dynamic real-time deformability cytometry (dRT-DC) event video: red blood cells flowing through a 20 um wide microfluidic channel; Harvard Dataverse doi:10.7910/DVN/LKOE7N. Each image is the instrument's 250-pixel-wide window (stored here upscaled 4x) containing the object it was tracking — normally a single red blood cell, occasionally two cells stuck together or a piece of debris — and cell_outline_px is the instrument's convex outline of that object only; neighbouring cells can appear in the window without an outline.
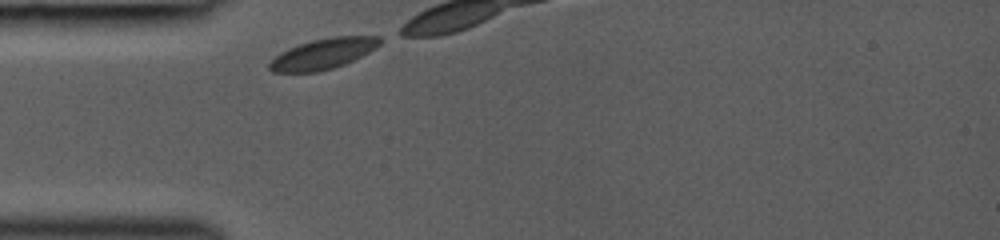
{"species": "common noctule bat (a hibernating species)", "species_latin": "Nyctalus noctula", "temperature_condition": "room temperature", "stored_images_in_passage": 4, "camera_frame_rate_fps": 3000, "um_per_image_px": 0.085, "animal": {"sex": "female", "body_mass_g": 19.0, "forearm_length_mm": 53.3}, "frame": {"image": 1, "passage_image": 1, "time_ms": 0.0, "image_size_px": [1000, 240], "cell_outline_px": [[380, 44], [368, 52], [344, 64], [320, 72], [272, 72], [268, 68], [268, 64], [276, 56], [300, 44], [312, 40], [332, 36], [380, 36]], "centroid_in_image_um": [27.47, 4.58], "position_along_channel_um": 57.5, "area_um2": 19.25}}